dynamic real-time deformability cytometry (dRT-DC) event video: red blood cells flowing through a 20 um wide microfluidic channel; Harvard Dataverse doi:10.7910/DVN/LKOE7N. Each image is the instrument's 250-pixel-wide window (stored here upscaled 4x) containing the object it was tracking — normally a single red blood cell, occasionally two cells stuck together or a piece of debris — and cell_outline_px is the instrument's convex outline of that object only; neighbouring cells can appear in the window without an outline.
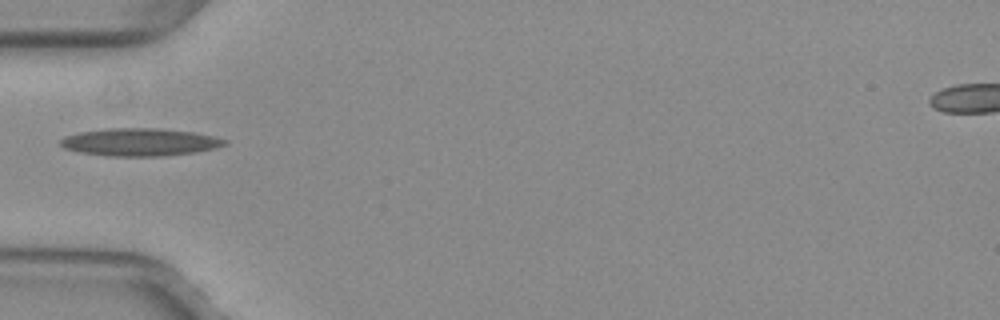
{"species": "common noctule bat (a hibernating species)", "species_latin": "Nyctalus noctula", "temperature_condition": "warm", "stored_images_in_passage": 35, "camera_frame_rate_fps": 3000, "um_per_image_px": 0.085, "animal": {"sex": "female", "body_mass_g": 29.2, "forearm_length_mm": 56.3}, "frame": {"image": 1, "passage_image": 1, "time_ms": 0.0, "image_size_px": [1000, 320], "cell_outline_px": [[228, 140], [224, 144], [212, 148], [196, 152], [160, 156], [112, 156], [80, 152], [64, 148], [60, 144], [60, 140], [64, 136], [80, 132], [108, 128], [156, 128], [192, 132], [212, 136]], "centroid_in_image_um": [11.84, 12.07], "position_along_channel_um": 73.2, "area_um2": 26.13}}
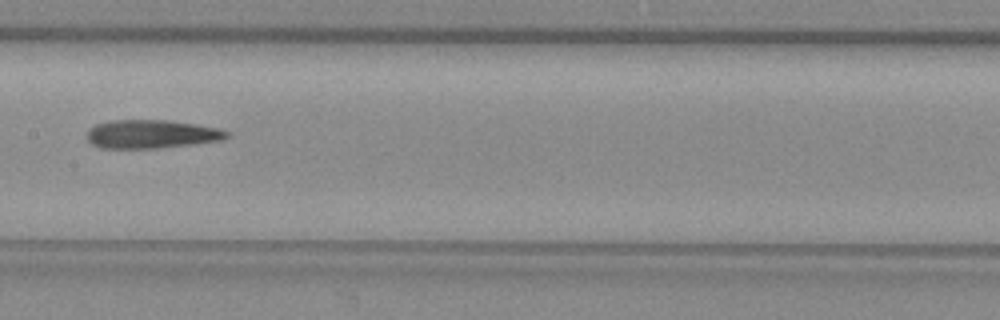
{"frame": {"image": 2, "passage_image": 10, "time_ms": 3.0, "image_size_px": [1000, 320], "cell_outline_px": [[232, 136], [224, 140], [192, 144], [156, 148], [100, 148], [92, 144], [88, 140], [88, 128], [96, 124], [112, 120], [164, 120], [196, 124], [220, 128], [228, 132]], "centroid_in_image_um": [12.91, 11.4], "position_along_channel_um": 194.5, "area_um2": 23.29}}
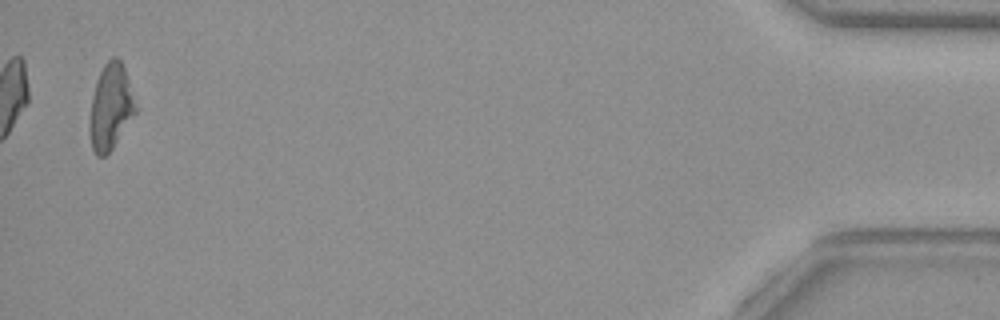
{"frame": {"image": 3, "passage_image": 34, "time_ms": 11.0, "image_size_px": [1000, 320], "cell_outline_px": [[136, 112], [112, 148], [104, 156], [96, 156], [92, 148], [88, 128], [92, 96], [100, 72], [104, 64], [112, 56], [116, 56], [120, 60], [124, 68], [128, 80], [136, 108]], "centroid_in_image_um": [9.37, 9.1], "position_along_channel_um": 425.8, "area_um2": 22.48}, "authors_computed_cell_mechanics": {"area_um2": 23.0622, "velocity_mm_per_s": 4.0201, "shape_relaxation_time_tau1_ms": null, "shape_relaxation_time_tau2_ms": 3.98, "deformation_change_tau1": null, "deformation_change_tau2": 0.1676}}